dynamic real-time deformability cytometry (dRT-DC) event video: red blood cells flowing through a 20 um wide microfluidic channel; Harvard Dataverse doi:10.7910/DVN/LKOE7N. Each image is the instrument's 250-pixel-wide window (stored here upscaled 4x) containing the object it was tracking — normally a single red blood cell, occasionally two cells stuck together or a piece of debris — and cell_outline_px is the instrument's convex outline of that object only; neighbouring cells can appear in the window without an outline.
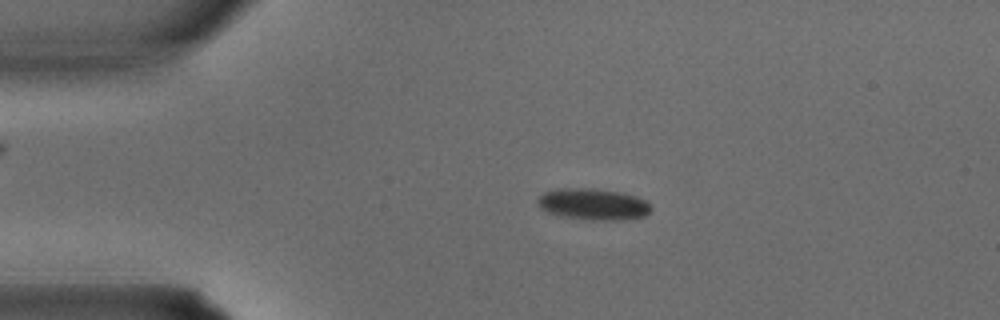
{"species": "common noctule bat (a hibernating species)", "species_latin": "Nyctalus noctula", "temperature_condition": "warm", "stored_images_in_passage": 35, "camera_frame_rate_fps": 3000, "um_per_image_px": 0.085, "animal": {"sex": "male", "body_mass_g": 15.6}, "frame": {"image": 1, "passage_image": 8, "time_ms": 2.333, "image_size_px": [1000, 320], "cell_outline_px": [[652, 208], [644, 216], [620, 220], [592, 220], [560, 216], [548, 212], [540, 208], [536, 200], [544, 192], [556, 188], [588, 188], [616, 192], [632, 196], [644, 200]], "centroid_in_image_um": [50.34, 17.36], "position_along_channel_um": 34.7, "area_um2": 20.46}}
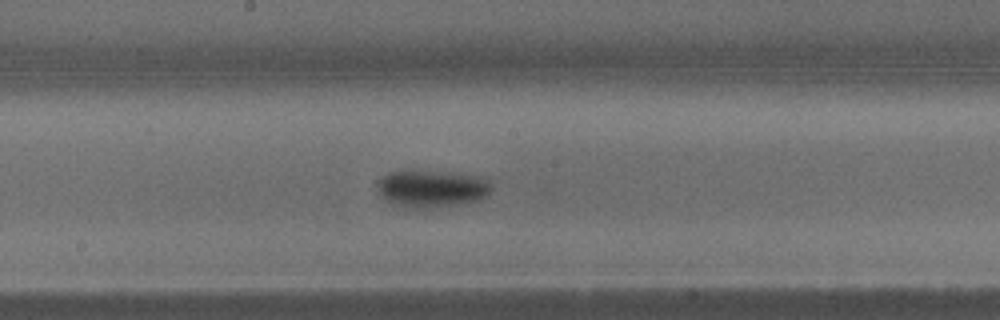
{"frame": {"image": 2, "passage_image": 19, "time_ms": 6.0, "image_size_px": [1000, 320], "cell_outline_px": [[492, 188], [480, 200], [464, 204], [436, 208], [400, 208], [392, 204], [380, 192], [376, 184], [388, 172], [452, 172], [484, 176], [492, 184]], "centroid_in_image_um": [36.77, 16.06], "position_along_channel_um": 211.4, "area_um2": 24.85}}
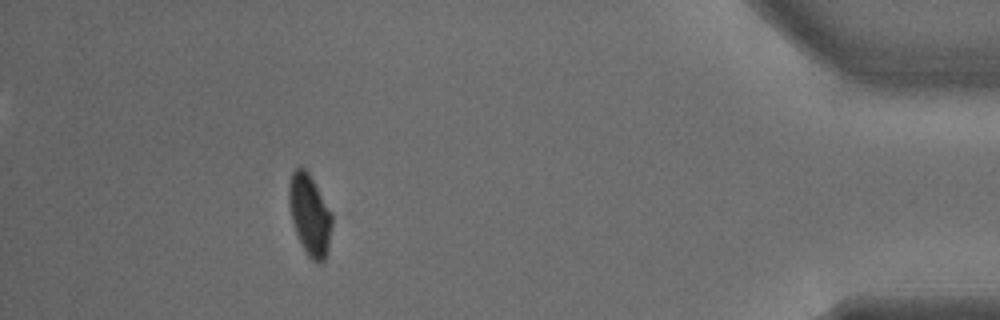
{"frame": {"image": 3, "passage_image": 32, "time_ms": 10.333, "image_size_px": [1000, 320], "cell_outline_px": [[332, 224], [328, 252], [324, 260], [312, 260], [308, 256], [296, 232], [292, 220], [288, 204], [288, 184], [292, 172], [300, 164], [308, 172], [332, 212]], "centroid_in_image_um": [26.32, 18.2], "position_along_channel_um": 408.9, "area_um2": 20.23}}